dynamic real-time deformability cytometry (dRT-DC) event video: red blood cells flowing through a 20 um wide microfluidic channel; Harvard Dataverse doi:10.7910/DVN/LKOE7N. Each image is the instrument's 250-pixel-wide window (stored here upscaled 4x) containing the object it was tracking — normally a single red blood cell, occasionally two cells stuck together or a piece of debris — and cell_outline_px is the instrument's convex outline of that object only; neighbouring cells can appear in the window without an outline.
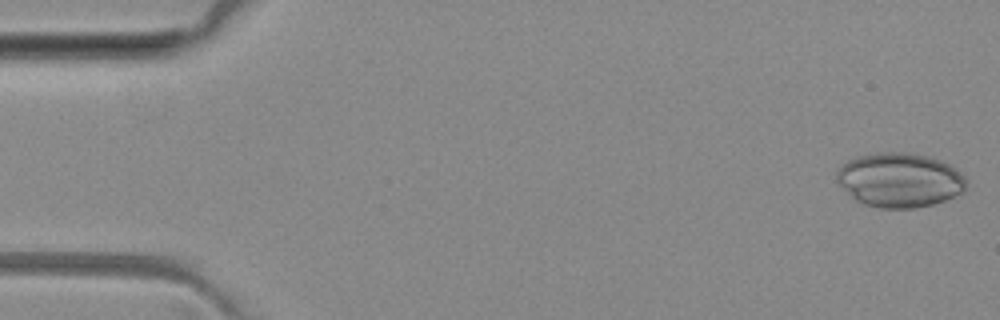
{"species": "common noctule bat (a hibernating species)", "species_latin": "Nyctalus noctula", "temperature_condition": "room temperature", "stored_images_in_passage": 5, "camera_frame_rate_fps": 3000, "um_per_image_px": 0.085, "animal": {"sex": "female", "body_mass_g": 29.2, "forearm_length_mm": 56.3}, "frame": {"image": 1, "passage_image": 1, "time_ms": 0.0, "image_size_px": [1000, 320], "cell_outline_px": [[968, 180], [964, 192], [944, 200], [932, 204], [912, 208], [880, 208], [864, 204], [856, 200], [836, 180], [836, 172], [848, 160], [856, 156], [876, 152], [908, 152], [940, 160], [948, 164], [960, 172]], "centroid_in_image_um": [76.48, 15.29], "position_along_channel_um": 8.5, "area_um2": 40.92}}